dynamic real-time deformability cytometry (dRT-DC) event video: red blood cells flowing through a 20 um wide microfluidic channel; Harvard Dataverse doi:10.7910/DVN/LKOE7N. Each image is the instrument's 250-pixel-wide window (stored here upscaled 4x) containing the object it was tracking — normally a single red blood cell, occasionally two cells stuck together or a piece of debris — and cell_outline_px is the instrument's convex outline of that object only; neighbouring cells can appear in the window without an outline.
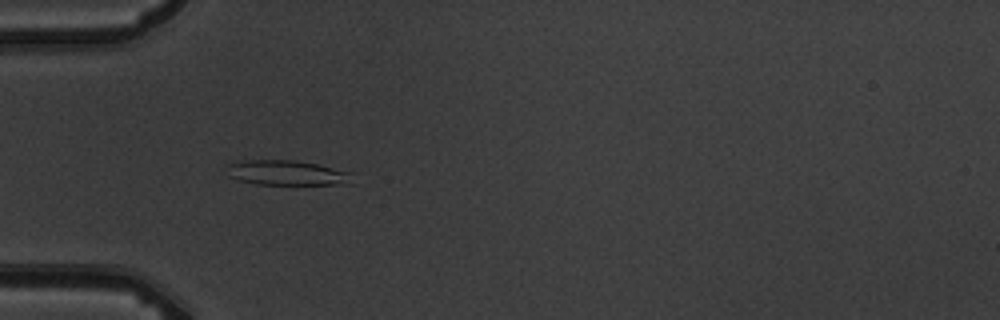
{"species": "common noctule bat (a hibernating species)", "species_latin": "Nyctalus noctula", "temperature_condition": "warm", "stored_images_in_passage": 6, "camera_frame_rate_fps": 3000, "um_per_image_px": 0.085, "animal": {"sex": "male", "body_mass_g": 19.5, "forearm_length_mm": 54.6}, "frame": {"image": 1, "passage_image": 5, "time_ms": 5.667, "image_size_px": [1000, 320], "cell_outline_px": [[352, 184], [256, 184], [236, 180], [228, 176], [228, 164], [244, 160], [296, 160], [316, 164], [352, 172]], "centroid_in_image_um": [24.39, 14.69], "position_along_channel_um": 60.6, "area_um2": 18.26}}
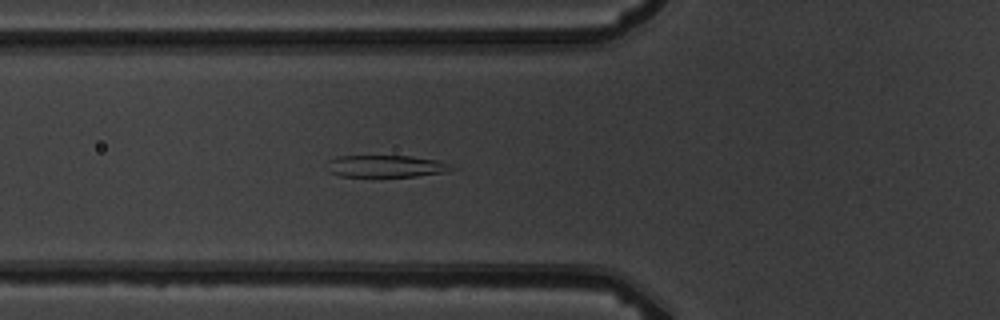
{"frame": {"image": 2, "passage_image": 6, "time_ms": 6.667, "image_size_px": [1000, 320], "cell_outline_px": [[456, 168], [444, 172], [416, 176], [340, 176], [328, 172], [328, 160], [336, 156], [412, 156], [436, 160], [448, 164]], "centroid_in_image_um": [32.76, 14.12], "position_along_channel_um": 93.0, "area_um2": 15.84}}